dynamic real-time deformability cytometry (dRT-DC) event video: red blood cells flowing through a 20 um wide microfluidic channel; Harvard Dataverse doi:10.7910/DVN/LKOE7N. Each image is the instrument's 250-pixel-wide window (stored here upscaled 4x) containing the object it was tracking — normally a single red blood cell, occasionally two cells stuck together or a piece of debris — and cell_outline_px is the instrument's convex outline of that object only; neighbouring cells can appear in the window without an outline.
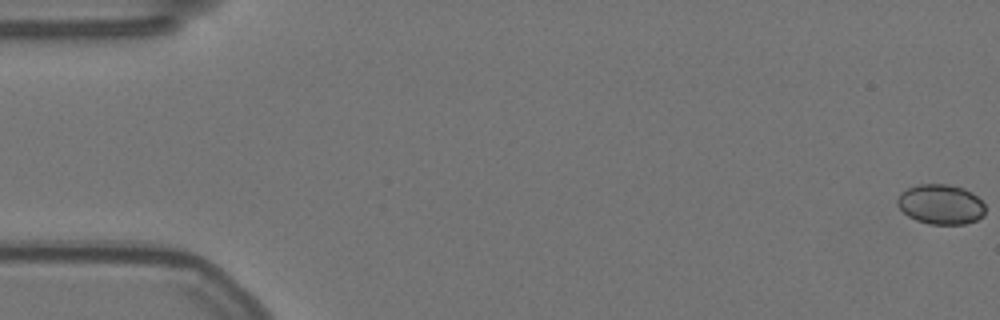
{"species": "Egyptian fruit bat (a non-hibernating species)", "species_latin": "Rousettus aegyptiacus", "temperature_condition": "warm", "stored_images_in_passage": 58, "camera_frame_rate_fps": 3000, "um_per_image_px": 0.085, "animal": {"sex": "female"}, "frame": {"image": 1, "passage_image": 1, "time_ms": 0.0, "image_size_px": [1000, 320], "cell_outline_px": [[984, 216], [976, 220], [964, 224], [928, 224], [916, 220], [908, 216], [896, 204], [896, 200], [900, 192], [908, 188], [920, 184], [948, 184], [964, 188], [972, 192], [984, 204]], "centroid_in_image_um": [79.95, 17.36], "position_along_channel_um": 5.1, "area_um2": 20.52}}
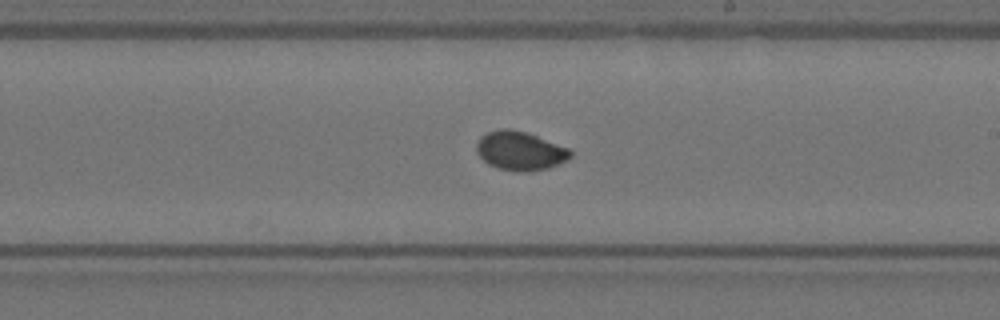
{"frame": {"image": 2, "passage_image": 34, "time_ms": 11.0, "image_size_px": [1000, 320], "cell_outline_px": [[572, 156], [568, 160], [548, 168], [528, 172], [520, 172], [496, 168], [488, 164], [476, 152], [476, 144], [480, 136], [488, 132], [504, 128], [508, 128], [524, 132], [536, 136], [568, 148], [572, 152]], "centroid_in_image_um": [44.19, 12.84], "position_along_channel_um": 244.8, "area_um2": 21.21}}
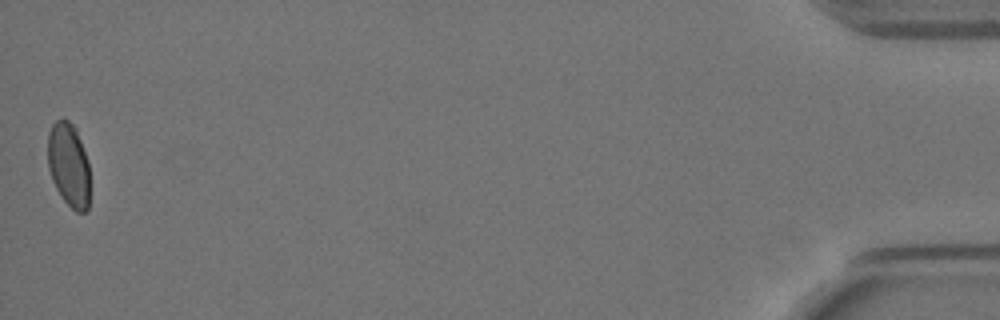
{"frame": {"image": 3, "passage_image": 58, "time_ms": 19.0, "image_size_px": [1000, 320], "cell_outline_px": [[88, 208], [84, 212], [76, 212], [64, 200], [56, 188], [52, 180], [48, 168], [48, 132], [52, 124], [56, 120], [68, 120], [76, 128], [88, 160]], "centroid_in_image_um": [5.83, 13.99], "position_along_channel_um": 429.4, "area_um2": 20.46}, "authors_computed_cell_mechanics": {"area_um2": 20.5768, "velocity_mm_per_s": 3.533, "shape_relaxation_time_tau1_ms": null, "shape_relaxation_time_tau2_ms": 1.4706, "deformation_change_tau1": null, "deformation_change_tau2": 0.0259}}